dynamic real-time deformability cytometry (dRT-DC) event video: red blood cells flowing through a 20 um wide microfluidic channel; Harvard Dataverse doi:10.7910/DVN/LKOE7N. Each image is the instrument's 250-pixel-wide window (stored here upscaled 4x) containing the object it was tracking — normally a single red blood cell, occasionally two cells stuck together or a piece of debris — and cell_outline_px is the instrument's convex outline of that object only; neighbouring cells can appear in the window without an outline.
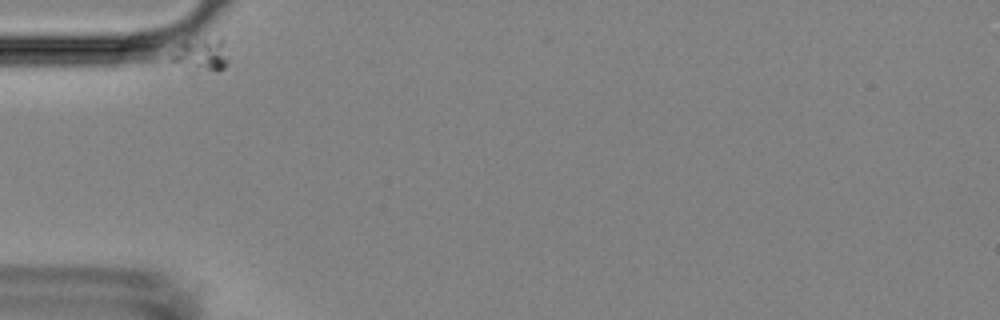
{"species": "Egyptian fruit bat (a non-hibernating species)", "species_latin": "Rousettus aegyptiacus", "temperature_condition": "room temperature", "stored_images_in_passage": 11, "camera_frame_rate_fps": 3000, "um_per_image_px": 0.085, "animal": {"sex": "female"}, "frame": {"image": 1, "passage_image": 1, "time_ms": 0.0, "image_size_px": [1000, 320], "cell_outline_px": [[228, 60], [224, 68], [216, 72], [184, 72], [172, 60], [172, 56], [176, 44], [180, 40], [220, 36], [224, 36], [228, 56]], "centroid_in_image_um": [17.1, 4.64], "position_along_channel_um": 67.9, "area_um2": 12.25}}
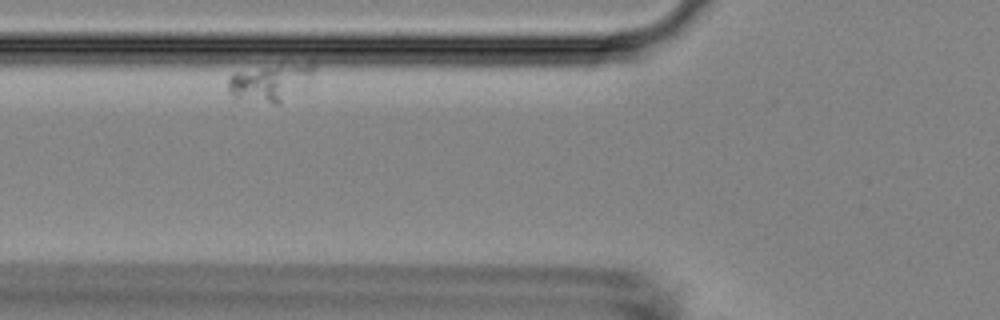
{"frame": {"image": 2, "passage_image": 6, "time_ms": 1.667, "image_size_px": [1000, 320], "cell_outline_px": [[316, 64], [312, 76], [308, 80], [276, 104], [232, 96], [228, 92], [228, 76], [232, 72], [280, 64], [312, 60]], "centroid_in_image_um": [22.96, 6.9], "position_along_channel_um": 102.8, "area_um2": 18.21}}